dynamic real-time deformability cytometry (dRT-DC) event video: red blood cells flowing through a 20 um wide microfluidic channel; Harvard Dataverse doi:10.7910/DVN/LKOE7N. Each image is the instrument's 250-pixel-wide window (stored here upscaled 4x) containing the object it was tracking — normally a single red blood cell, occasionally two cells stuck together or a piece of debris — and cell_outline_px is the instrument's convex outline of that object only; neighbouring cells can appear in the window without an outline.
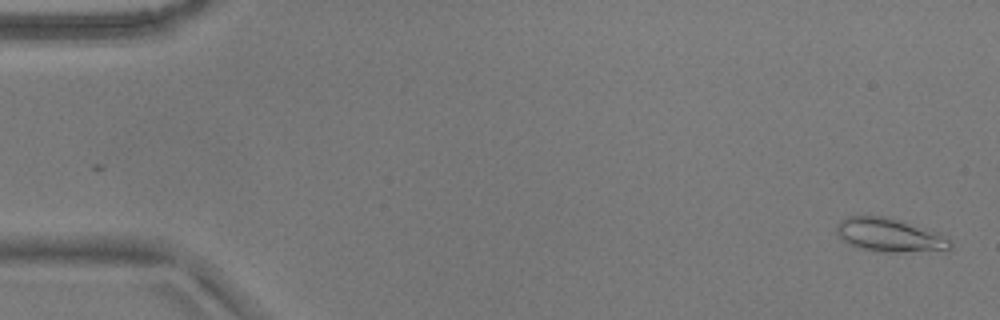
{"species": "common noctule bat (a hibernating species)", "species_latin": "Nyctalus noctula", "temperature_condition": "warm", "stored_images_in_passage": 54, "camera_frame_rate_fps": 3000, "um_per_image_px": 0.085, "animal": {"sex": "male", "body_mass_g": 17.9}, "frame": {"image": 1, "passage_image": 2, "time_ms": 0.333, "image_size_px": [1000, 320], "cell_outline_px": [[952, 248], [896, 252], [876, 252], [860, 248], [844, 240], [836, 232], [836, 224], [840, 220], [848, 216], [888, 216], [948, 236], [952, 244]], "centroid_in_image_um": [75.58, 19.96], "position_along_channel_um": 9.4, "area_um2": 21.96}}
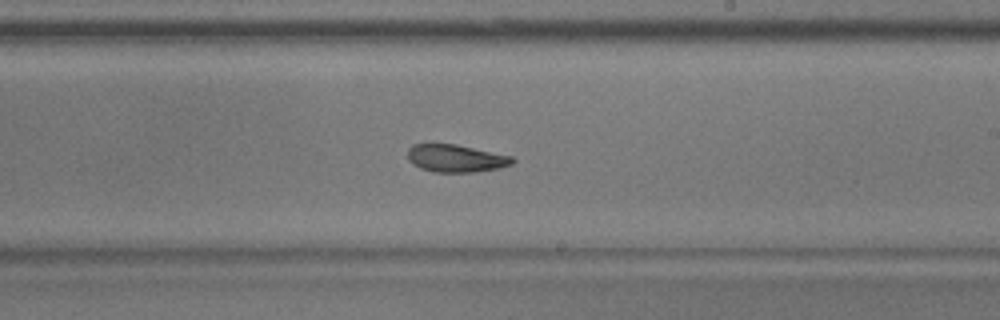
{"frame": {"image": 2, "passage_image": 32, "time_ms": 10.333, "image_size_px": [1000, 320], "cell_outline_px": [[516, 160], [512, 164], [500, 168], [476, 172], [432, 172], [420, 168], [412, 164], [408, 160], [408, 148], [412, 144], [432, 140], [456, 144], [512, 156]], "centroid_in_image_um": [38.68, 13.41], "position_along_channel_um": 250.3, "area_um2": 17.63}}
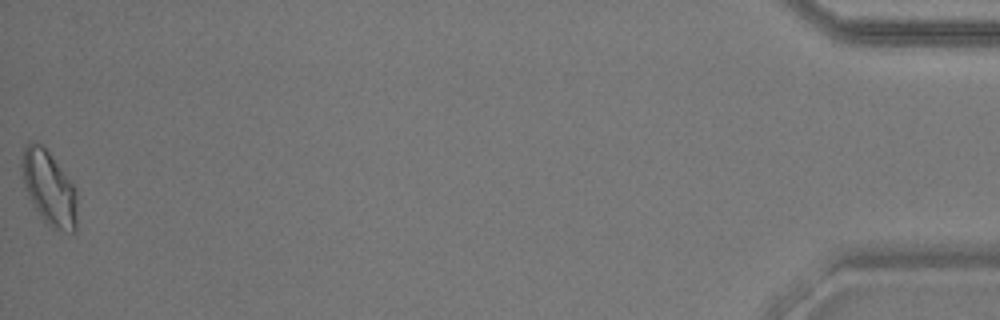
{"frame": {"image": 3, "passage_image": 54, "time_ms": 17.667, "image_size_px": [1000, 320], "cell_outline_px": [[76, 232], [72, 232], [52, 228], [40, 216], [24, 184], [20, 168], [20, 164], [24, 148], [28, 140], [32, 140], [40, 144], [48, 152], [76, 188]], "centroid_in_image_um": [4.16, 15.96], "position_along_channel_um": 431.0, "area_um2": 23.52}, "authors_computed_cell_mechanics": {"area_um2": 18.6405, "velocity_mm_per_s": 3.7659, "shape_relaxation_time_tau1_ms": 10.0211, "shape_relaxation_time_tau2_ms": 6.3008, "deformation_change_tau1": 0.2352, "deformation_change_tau2": 0.1324}}